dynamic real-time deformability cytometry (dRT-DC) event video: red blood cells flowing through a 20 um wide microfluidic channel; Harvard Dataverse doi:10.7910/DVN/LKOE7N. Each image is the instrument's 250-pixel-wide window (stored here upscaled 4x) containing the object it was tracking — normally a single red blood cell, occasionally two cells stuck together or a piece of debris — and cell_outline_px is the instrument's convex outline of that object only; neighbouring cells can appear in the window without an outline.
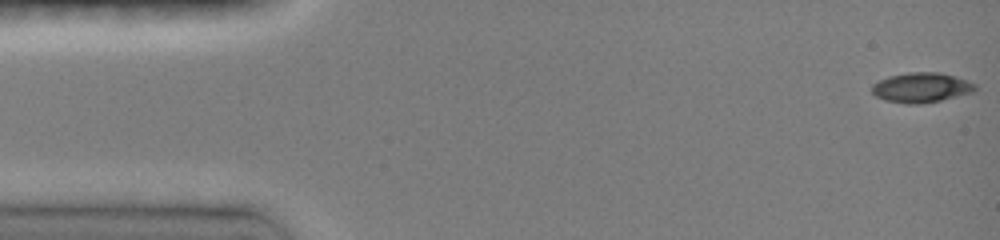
{"species": "common noctule bat (a hibernating species)", "species_latin": "Nyctalus noctula", "temperature_condition": "room temperature", "stored_images_in_passage": 10, "camera_frame_rate_fps": 3000, "um_per_image_px": 0.085, "animal": {"sex": "female", "body_mass_g": 19.0, "forearm_length_mm": 51.5}, "frame": {"image": 1, "passage_image": 1, "time_ms": 0.0, "image_size_px": [1000, 240], "cell_outline_px": [[976, 88], [972, 92], [940, 100], [920, 104], [908, 104], [884, 100], [876, 96], [872, 92], [872, 84], [888, 76], [908, 72], [940, 72], [956, 76], [976, 84]], "centroid_in_image_um": [78.29, 7.43], "position_along_channel_um": 6.7, "area_um2": 17.92}}
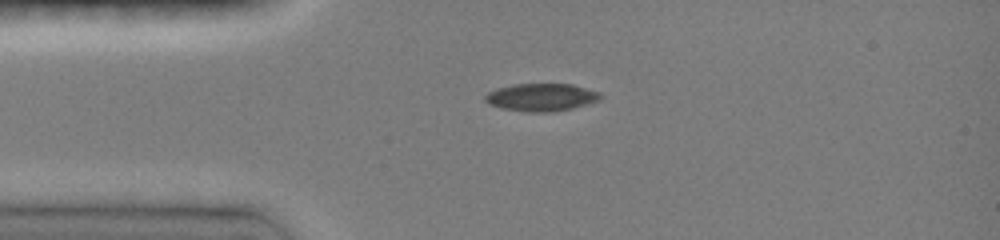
{"frame": {"image": 2, "passage_image": 9, "time_ms": 3.333, "image_size_px": [1000, 240], "cell_outline_px": [[604, 96], [600, 100], [572, 108], [552, 112], [528, 112], [500, 108], [488, 104], [484, 100], [484, 96], [488, 92], [496, 88], [512, 84], [572, 84], [600, 92]], "centroid_in_image_um": [46.0, 8.26], "position_along_channel_um": 39.0, "area_um2": 18.79}}